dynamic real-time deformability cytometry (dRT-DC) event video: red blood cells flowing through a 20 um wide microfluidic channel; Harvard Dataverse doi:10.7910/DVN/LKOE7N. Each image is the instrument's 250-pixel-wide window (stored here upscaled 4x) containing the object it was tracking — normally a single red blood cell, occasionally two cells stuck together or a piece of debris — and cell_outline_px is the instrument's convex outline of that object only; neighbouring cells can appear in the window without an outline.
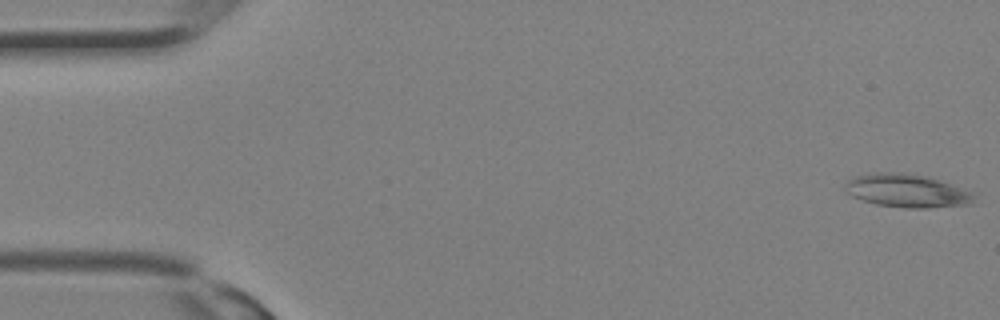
{"species": "Egyptian fruit bat (a non-hibernating species)", "species_latin": "Rousettus aegyptiacus", "temperature_condition": "room temperature", "stored_images_in_passage": 16, "camera_frame_rate_fps": 3000, "um_per_image_px": 0.085, "animal": {"sex": "female"}, "frame": {"image": 1, "passage_image": 1, "time_ms": 0.0, "image_size_px": [1000, 320], "cell_outline_px": [[976, 196], [972, 204], [928, 208], [904, 208], [876, 204], [852, 196], [844, 192], [844, 184], [848, 180], [856, 176], [872, 172], [904, 172], [924, 176], [940, 180], [972, 192]], "centroid_in_image_um": [77.07, 16.21], "position_along_channel_um": 7.9, "area_um2": 25.14}}
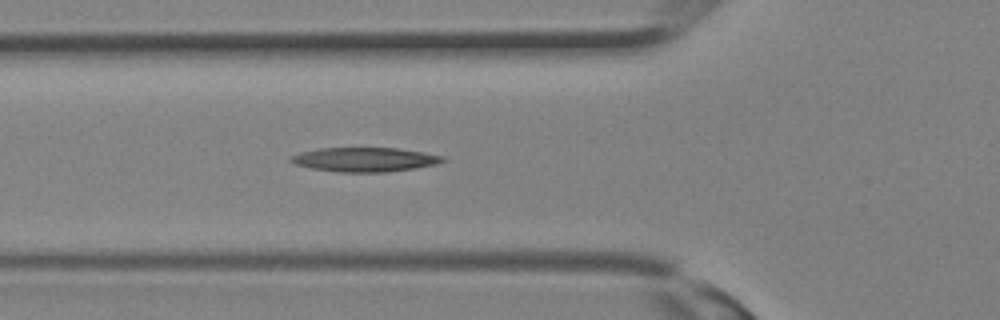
{"frame": {"image": 2, "passage_image": 12, "time_ms": 3.667, "image_size_px": [1000, 320], "cell_outline_px": [[448, 160], [436, 164], [416, 168], [384, 172], [340, 172], [312, 168], [296, 164], [288, 160], [292, 156], [300, 152], [320, 148], [400, 148], [424, 152], [444, 156]], "centroid_in_image_um": [31.05, 13.55], "position_along_channel_um": 94.7, "area_um2": 21.44}}
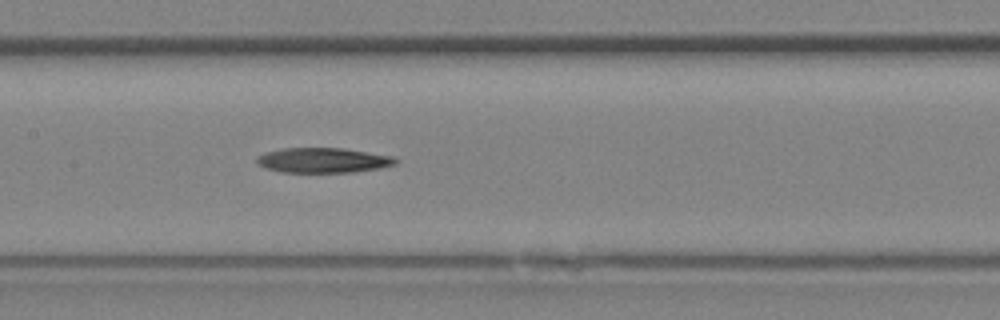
{"frame": {"image": 3, "passage_image": 16, "time_ms": 5.0, "image_size_px": [1000, 320], "cell_outline_px": [[400, 160], [396, 164], [380, 168], [352, 172], [280, 172], [264, 168], [256, 164], [256, 156], [264, 152], [280, 148], [344, 148], [392, 156]], "centroid_in_image_um": [27.42, 13.62], "position_along_channel_um": 180.0, "area_um2": 20.46}}